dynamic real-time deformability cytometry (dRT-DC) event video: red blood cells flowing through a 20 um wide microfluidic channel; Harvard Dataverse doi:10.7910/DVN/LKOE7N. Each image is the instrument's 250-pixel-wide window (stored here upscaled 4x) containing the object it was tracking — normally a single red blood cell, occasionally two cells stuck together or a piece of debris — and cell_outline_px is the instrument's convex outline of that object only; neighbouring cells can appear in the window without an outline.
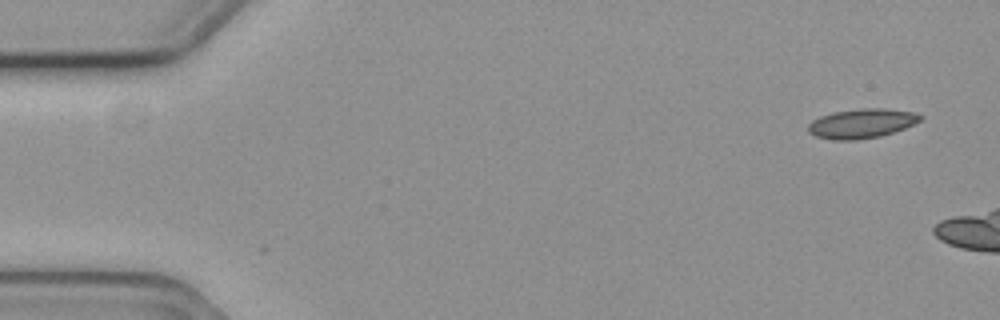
{"species": "common noctule bat (a hibernating species)", "species_latin": "Nyctalus noctula", "temperature_condition": "cold", "stored_images_in_passage": 3, "camera_frame_rate_fps": 3000, "um_per_image_px": 0.085, "animal": {"sex": "female", "body_mass_g": 19.3, "forearm_length_mm": 54.1}, "frame": {"image": 1, "passage_image": 1, "time_ms": 0.0, "image_size_px": [1000, 320], "cell_outline_px": [[924, 116], [920, 120], [904, 128], [880, 136], [856, 140], [832, 140], [816, 136], [808, 132], [808, 124], [812, 120], [820, 116], [832, 112], [860, 108], [884, 108], [912, 112]], "centroid_in_image_um": [73.2, 10.49], "position_along_channel_um": 11.8, "area_um2": 19.19}}